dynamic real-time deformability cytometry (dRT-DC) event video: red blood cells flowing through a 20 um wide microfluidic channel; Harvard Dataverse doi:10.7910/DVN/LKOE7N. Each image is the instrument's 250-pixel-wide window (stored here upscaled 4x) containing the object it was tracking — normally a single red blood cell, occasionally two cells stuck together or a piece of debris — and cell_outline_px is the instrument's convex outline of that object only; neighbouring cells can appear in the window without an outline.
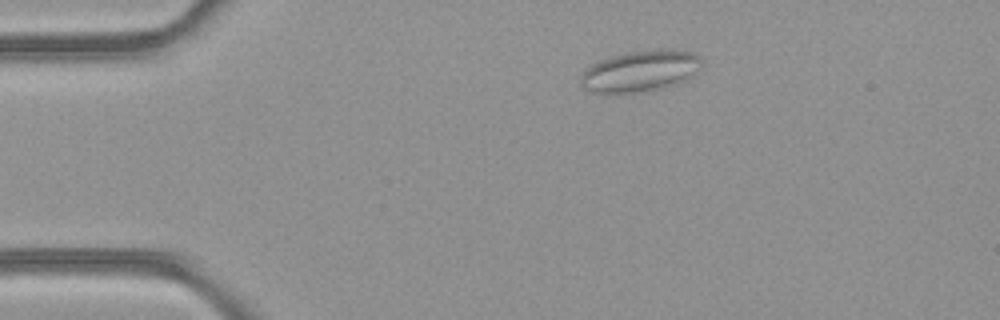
{"species": "common noctule bat (a hibernating species)", "species_latin": "Nyctalus noctula", "temperature_condition": "room temperature", "stored_images_in_passage": 41, "camera_frame_rate_fps": 3000, "um_per_image_px": 0.085, "animal": {"sex": "female", "body_mass_g": 21.9}, "frame": {"image": 1, "passage_image": 2, "time_ms": 0.333, "image_size_px": [1000, 320], "cell_outline_px": [[704, 60], [700, 68], [696, 72], [676, 84], [660, 88], [632, 92], [592, 92], [584, 88], [580, 84], [580, 76], [592, 64], [600, 60], [612, 56], [628, 52], [660, 48], [676, 48], [692, 52], [700, 56]], "centroid_in_image_um": [54.47, 6.0], "position_along_channel_um": 30.5, "area_um2": 28.96}}
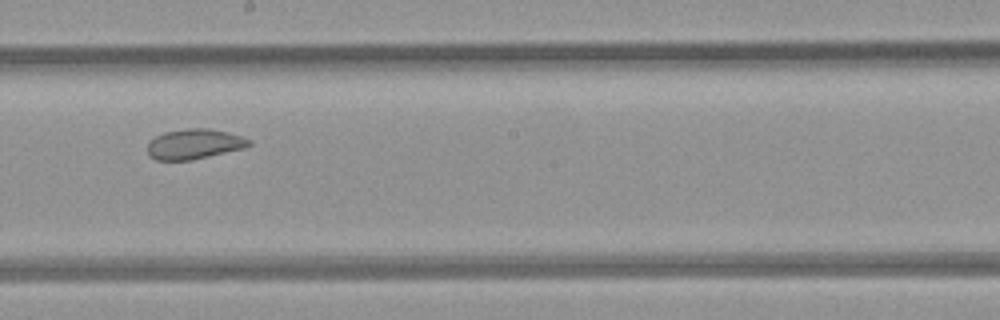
{"frame": {"image": 2, "passage_image": 20, "time_ms": 6.333, "image_size_px": [1000, 320], "cell_outline_px": [[252, 144], [244, 148], [192, 160], [156, 160], [148, 156], [148, 144], [156, 136], [164, 132], [188, 128], [208, 128], [228, 132], [252, 140]], "centroid_in_image_um": [16.52, 12.24], "position_along_channel_um": 231.7, "area_um2": 17.8}}
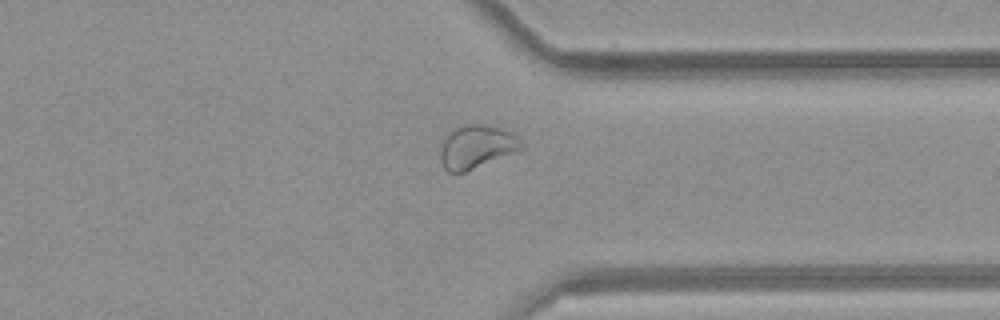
{"frame": {"image": 3, "passage_image": 30, "time_ms": 9.667, "image_size_px": [1000, 320], "cell_outline_px": [[524, 148], [464, 172], [448, 172], [444, 168], [440, 160], [440, 148], [444, 136], [452, 128], [464, 124], [484, 124], [500, 128], [516, 136], [524, 144]], "centroid_in_image_um": [40.45, 12.45], "position_along_channel_um": 371.0, "area_um2": 20.4}, "authors_computed_cell_mechanics": {"area_um2": 21.5594, "velocity_mm_per_s": 4.2373, "shape_relaxation_time_tau1_ms": null, "shape_relaxation_time_tau2_ms": 1.7144, "deformation_change_tau1": null, "deformation_change_tau2": 0.0719}}